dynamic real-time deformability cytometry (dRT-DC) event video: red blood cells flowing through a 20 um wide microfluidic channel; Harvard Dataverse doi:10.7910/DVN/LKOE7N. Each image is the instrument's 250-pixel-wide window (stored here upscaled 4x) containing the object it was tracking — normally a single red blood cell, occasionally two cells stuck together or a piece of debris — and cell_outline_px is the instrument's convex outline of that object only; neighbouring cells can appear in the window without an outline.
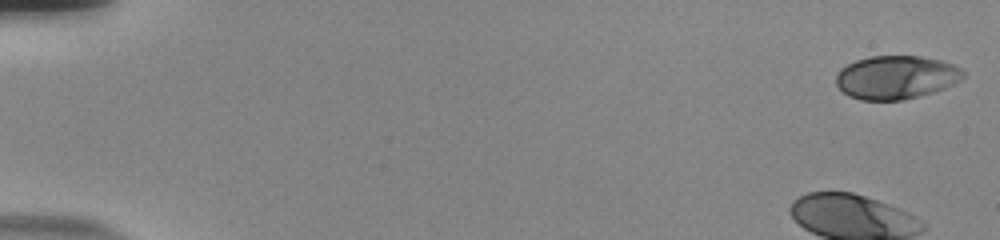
{"species": "human", "species_latin": "Homo sapiens", "temperature_condition": "room temperature", "stored_images_in_passage": 43, "camera_frame_rate_fps": 3000, "um_per_image_px": 0.085, "donor": {"sex": "male"}, "frame": {"image": 1, "passage_image": 1, "time_ms": 0.0, "image_size_px": [1000, 240], "cell_outline_px": [[964, 76], [960, 80], [944, 88], [932, 92], [904, 100], [860, 100], [848, 96], [836, 84], [836, 76], [840, 68], [856, 60], [868, 56], [920, 56], [940, 60], [956, 64], [964, 72]], "centroid_in_image_um": [76.16, 6.57], "position_along_channel_um": 8.8, "area_um2": 32.25}}